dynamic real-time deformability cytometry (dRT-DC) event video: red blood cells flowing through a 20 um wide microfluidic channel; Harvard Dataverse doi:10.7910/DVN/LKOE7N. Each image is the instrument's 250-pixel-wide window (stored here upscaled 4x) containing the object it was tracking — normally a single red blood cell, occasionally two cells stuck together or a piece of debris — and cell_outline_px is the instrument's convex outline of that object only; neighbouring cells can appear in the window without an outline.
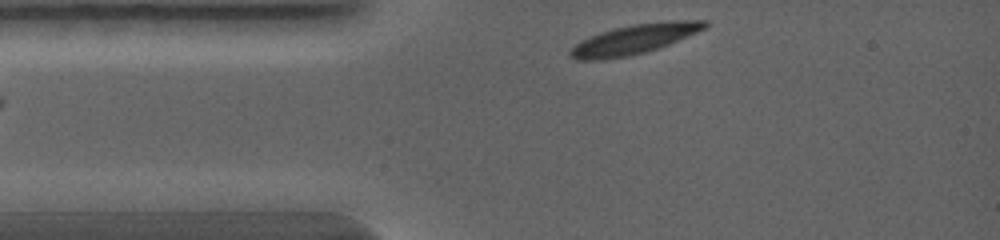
{"species": "common noctule bat (a hibernating species)", "species_latin": "Nyctalus noctula", "temperature_condition": "warm", "stored_images_in_passage": 9, "camera_frame_rate_fps": 5000, "um_per_image_px": 0.085, "animal": {"sex": "female", "body_mass_g": 19.0, "forearm_length_mm": 56.7}, "frame": {"image": 1, "passage_image": 1, "time_ms": 0.0, "image_size_px": [1000, 240], "cell_outline_px": [[708, 24], [704, 28], [696, 32], [668, 44], [644, 52], [628, 56], [604, 60], [576, 60], [568, 56], [568, 52], [580, 40], [600, 32], [632, 24], [660, 20], [708, 20]], "centroid_in_image_um": [53.87, 3.33], "position_along_channel_um": 31.1, "area_um2": 23.24}}
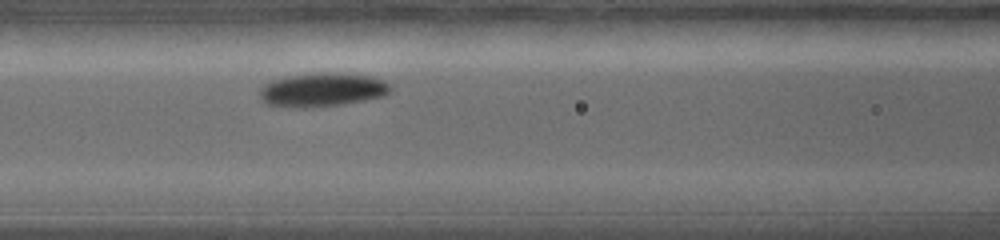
{"frame": {"image": 2, "passage_image": 6, "time_ms": 2.0, "image_size_px": [1000, 240], "cell_outline_px": [[392, 92], [380, 96], [364, 100], [340, 104], [312, 108], [288, 108], [264, 104], [260, 100], [260, 88], [264, 84], [276, 80], [292, 76], [368, 76], [384, 80], [392, 88]], "centroid_in_image_um": [27.33, 7.72], "position_along_channel_um": 139.3, "area_um2": 24.45}}
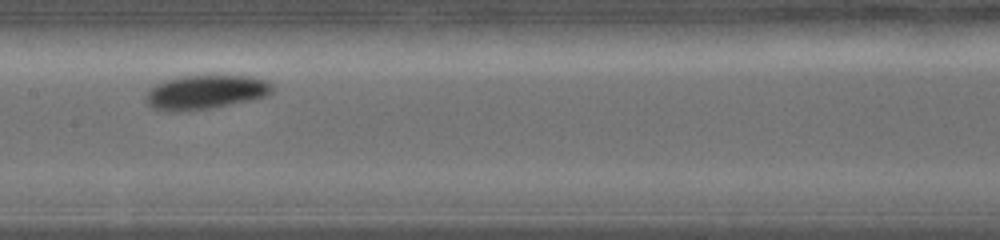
{"frame": {"image": 3, "passage_image": 8, "time_ms": 2.8, "image_size_px": [1000, 240], "cell_outline_px": [[272, 92], [264, 96], [248, 100], [208, 108], [180, 112], [168, 112], [152, 108], [144, 100], [144, 96], [156, 84], [168, 80], [188, 76], [240, 76], [264, 80], [272, 84]], "centroid_in_image_um": [17.39, 7.85], "position_along_channel_um": 190.0, "area_um2": 24.51}}